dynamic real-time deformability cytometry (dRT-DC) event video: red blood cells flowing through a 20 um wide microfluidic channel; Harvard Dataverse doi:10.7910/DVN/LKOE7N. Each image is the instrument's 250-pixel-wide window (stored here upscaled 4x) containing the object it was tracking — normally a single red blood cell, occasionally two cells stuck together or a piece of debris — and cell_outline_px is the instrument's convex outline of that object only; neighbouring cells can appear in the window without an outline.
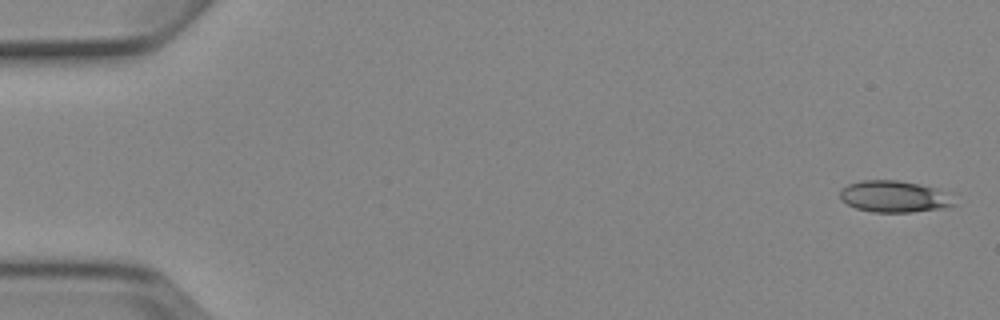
{"species": "Egyptian fruit bat (a non-hibernating species)", "species_latin": "Rousettus aegyptiacus", "temperature_condition": "cold", "stored_images_in_passage": 5, "camera_frame_rate_fps": 3000, "um_per_image_px": 0.085, "animal": {"sex": "female"}, "frame": {"image": 1, "passage_image": 1, "time_ms": 0.0, "image_size_px": [1000, 320], "cell_outline_px": [[956, 204], [948, 208], [912, 212], [872, 212], [856, 208], [848, 204], [840, 196], [840, 192], [848, 184], [860, 180], [900, 180], [936, 188]], "centroid_in_image_um": [75.98, 16.71], "position_along_channel_um": 9.0, "area_um2": 20.69}}
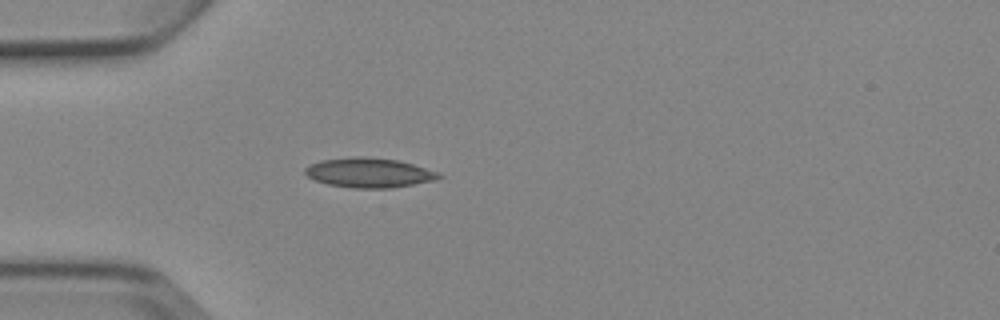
{"frame": {"image": 2, "passage_image": 5, "time_ms": 4.667, "image_size_px": [1000, 320], "cell_outline_px": [[444, 176], [436, 180], [392, 188], [352, 188], [328, 184], [316, 180], [308, 176], [304, 172], [304, 168], [308, 164], [320, 160], [356, 156], [364, 156], [396, 160], [412, 164], [440, 172]], "centroid_in_image_um": [31.38, 14.68], "position_along_channel_um": 53.6, "area_um2": 23.24}}